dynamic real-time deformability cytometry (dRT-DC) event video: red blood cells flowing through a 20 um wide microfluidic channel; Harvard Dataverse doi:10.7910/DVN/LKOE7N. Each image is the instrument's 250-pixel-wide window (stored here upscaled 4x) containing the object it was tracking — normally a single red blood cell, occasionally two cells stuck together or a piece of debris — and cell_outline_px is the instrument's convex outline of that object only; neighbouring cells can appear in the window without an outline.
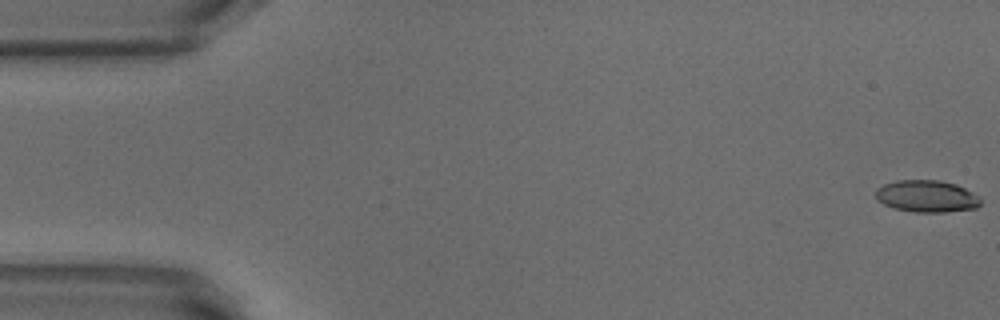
{"species": "common noctule bat (a hibernating species)", "species_latin": "Nyctalus noctula", "temperature_condition": "warm", "stored_images_in_passage": 14, "camera_frame_rate_fps": 3000, "um_per_image_px": 0.085, "animal": {"sex": "male", "body_mass_g": 18.8}, "frame": {"image": 1, "passage_image": 1, "time_ms": 0.0, "image_size_px": [1000, 320], "cell_outline_px": [[980, 204], [976, 208], [944, 212], [916, 212], [896, 208], [884, 204], [876, 200], [876, 188], [884, 184], [896, 180], [940, 180], [956, 184], [972, 192], [980, 200]], "centroid_in_image_um": [78.74, 16.67], "position_along_channel_um": 6.3, "area_um2": 19.42}}